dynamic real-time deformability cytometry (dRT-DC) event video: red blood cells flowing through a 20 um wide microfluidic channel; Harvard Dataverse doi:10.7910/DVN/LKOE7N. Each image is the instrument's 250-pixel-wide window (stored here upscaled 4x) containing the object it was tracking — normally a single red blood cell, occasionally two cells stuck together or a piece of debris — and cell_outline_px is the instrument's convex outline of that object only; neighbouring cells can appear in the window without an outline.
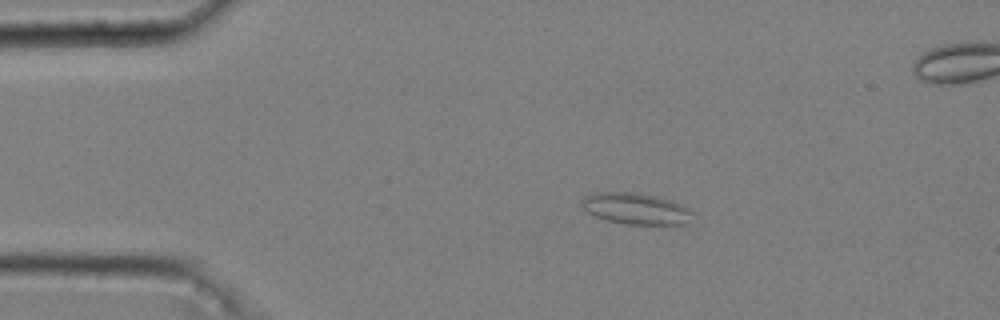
{"species": "common noctule bat (a hibernating species)", "species_latin": "Nyctalus noctula", "temperature_condition": "cold", "stored_images_in_passage": 44, "camera_frame_rate_fps": 3000, "um_per_image_px": 0.085, "animal": {"sex": "male", "body_mass_g": 20.4}, "frame": {"image": 1, "passage_image": 1, "time_ms": 0.0, "image_size_px": [1000, 320], "cell_outline_px": [[696, 212], [692, 224], [628, 224], [608, 220], [596, 216], [588, 212], [580, 204], [580, 200], [584, 196], [600, 192], [640, 192], [656, 196], [692, 208]], "centroid_in_image_um": [54.14, 17.73], "position_along_channel_um": 30.9, "area_um2": 20.58}}
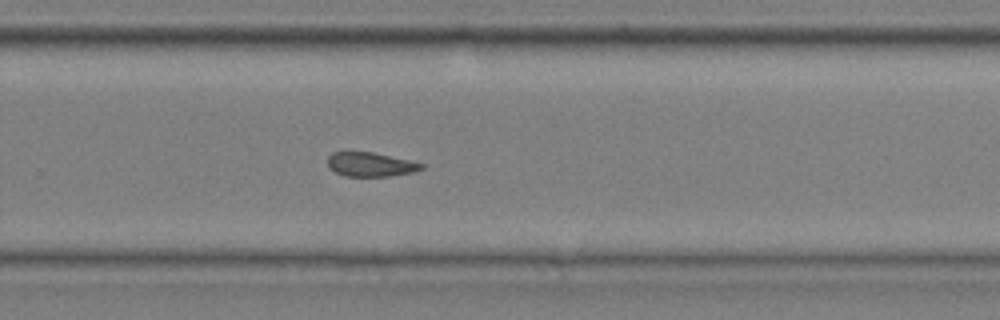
{"frame": {"image": 2, "passage_image": 27, "time_ms": 8.667, "image_size_px": [1000, 320], "cell_outline_px": [[424, 168], [416, 172], [388, 176], [344, 176], [336, 172], [328, 164], [328, 156], [332, 152], [372, 152], [408, 160], [424, 164]], "centroid_in_image_um": [31.52, 13.98], "position_along_channel_um": 298.3, "area_um2": 13.06}}
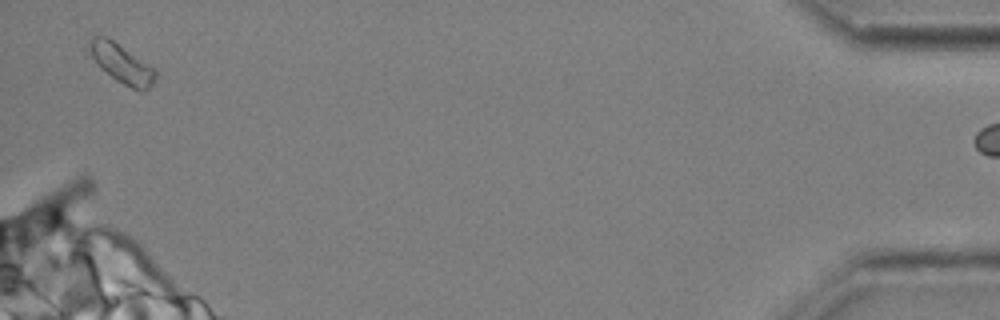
{"frame": {"image": 3, "passage_image": 43, "time_ms": 14.0, "image_size_px": [1000, 320], "cell_outline_px": [[156, 76], [152, 84], [144, 92], [140, 92], [116, 80], [100, 68], [96, 64], [84, 48], [88, 40], [96, 36], [108, 36], [156, 68]], "centroid_in_image_um": [10.29, 5.36], "position_along_channel_um": 424.9, "area_um2": 15.66}}